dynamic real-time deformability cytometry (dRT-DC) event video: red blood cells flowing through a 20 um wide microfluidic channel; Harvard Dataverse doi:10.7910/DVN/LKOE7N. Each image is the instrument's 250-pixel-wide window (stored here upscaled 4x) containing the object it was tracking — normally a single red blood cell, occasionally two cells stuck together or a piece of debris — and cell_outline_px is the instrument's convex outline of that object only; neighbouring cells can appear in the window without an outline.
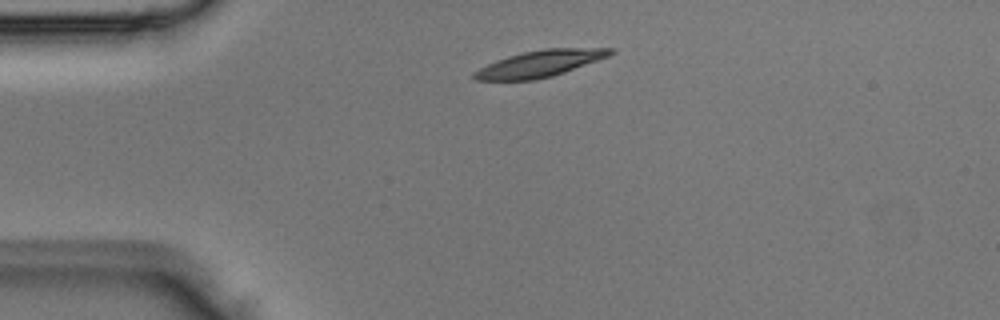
{"species": "Egyptian fruit bat (a non-hibernating species)", "species_latin": "Rousettus aegyptiacus", "temperature_condition": "room temperature", "stored_images_in_passage": 2, "camera_frame_rate_fps": 3000, "um_per_image_px": 0.085, "animal": {"sex": "male"}, "frame": {"image": 1, "passage_image": 1, "time_ms": 0.0, "image_size_px": [1000, 320], "cell_outline_px": [[616, 52], [608, 56], [564, 72], [552, 76], [532, 80], [476, 80], [472, 76], [472, 72], [496, 60], [508, 56], [524, 52], [544, 48], [612, 48]], "centroid_in_image_um": [45.87, 5.4], "position_along_channel_um": 39.1, "area_um2": 20.81}}
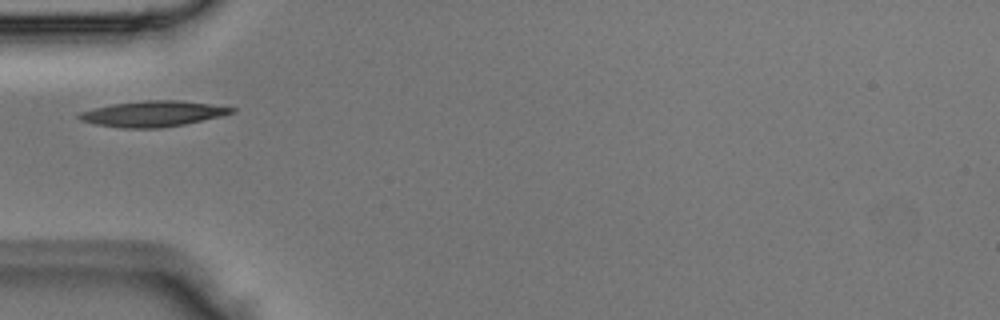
{"frame": {"image": 2, "passage_image": 2, "time_ms": 0.333, "image_size_px": [1000, 320], "cell_outline_px": [[236, 112], [220, 116], [184, 124], [160, 128], [120, 128], [96, 124], [80, 120], [76, 116], [80, 112], [92, 108], [112, 104], [144, 100], [180, 100], [236, 108]], "centroid_in_image_um": [12.96, 9.67], "position_along_channel_um": 72.0, "area_um2": 22.77}}